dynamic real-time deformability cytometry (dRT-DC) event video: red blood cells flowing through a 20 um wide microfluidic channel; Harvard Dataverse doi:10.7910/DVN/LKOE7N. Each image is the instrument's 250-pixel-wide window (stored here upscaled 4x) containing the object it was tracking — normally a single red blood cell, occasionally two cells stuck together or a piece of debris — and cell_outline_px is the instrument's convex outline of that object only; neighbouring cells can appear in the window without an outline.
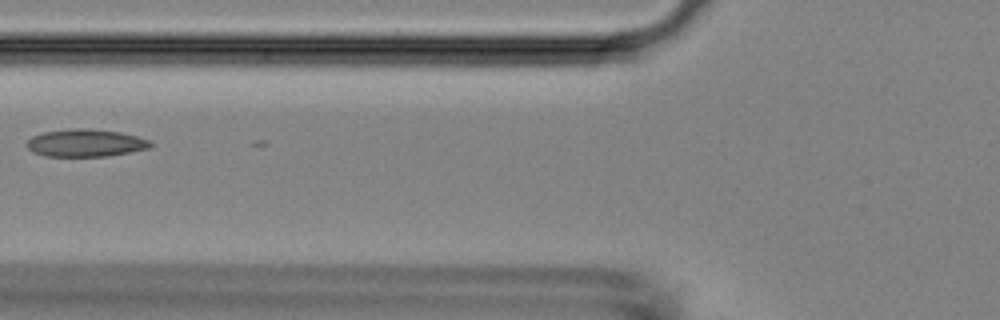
{"species": "Egyptian fruit bat (a non-hibernating species)", "species_latin": "Rousettus aegyptiacus", "temperature_condition": "room temperature", "stored_images_in_passage": 6, "camera_frame_rate_fps": 3000, "um_per_image_px": 0.085, "animal": {"sex": "female"}, "frame": {"image": 1, "passage_image": 6, "time_ms": 5.667, "image_size_px": [1000, 320], "cell_outline_px": [[152, 148], [108, 156], [44, 156], [32, 152], [24, 144], [32, 136], [44, 132], [72, 128], [88, 128], [120, 132], [152, 140]], "centroid_in_image_um": [7.28, 12.15], "position_along_channel_um": 118.5, "area_um2": 20.06}}